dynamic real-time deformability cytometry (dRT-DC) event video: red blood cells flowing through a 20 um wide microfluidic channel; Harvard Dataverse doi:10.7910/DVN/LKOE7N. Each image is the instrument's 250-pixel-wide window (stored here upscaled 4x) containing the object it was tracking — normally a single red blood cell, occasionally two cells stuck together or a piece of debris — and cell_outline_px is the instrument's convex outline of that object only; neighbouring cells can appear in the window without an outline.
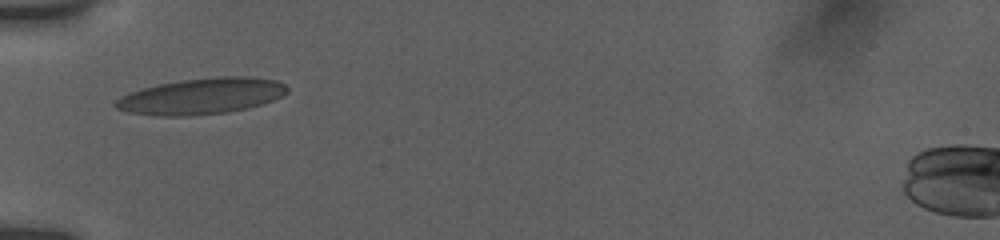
{"species": "human", "species_latin": "Homo sapiens", "temperature_condition": "room temperature", "stored_images_in_passage": 37, "camera_frame_rate_fps": 3000, "um_per_image_px": 0.085, "donor": {"sex": "female"}, "frame": {"image": 1, "passage_image": 1, "time_ms": 0.0, "image_size_px": [1000, 240], "cell_outline_px": [[288, 92], [272, 100], [260, 104], [228, 112], [188, 116], [156, 116], [128, 112], [116, 108], [112, 104], [120, 96], [128, 92], [156, 84], [184, 80], [220, 76], [252, 76], [276, 80], [284, 84], [288, 88]], "centroid_in_image_um": [17.08, 8.17], "position_along_channel_um": 67.9, "area_um2": 36.13}}
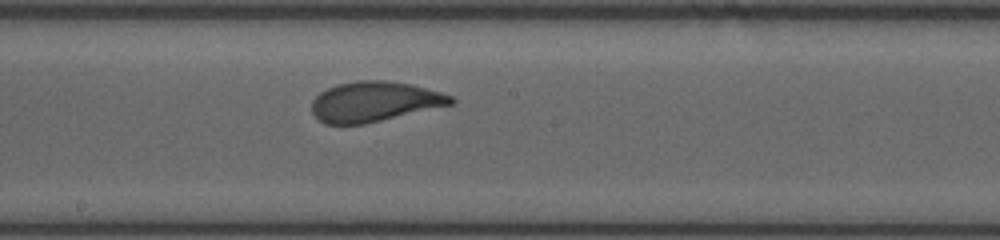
{"frame": {"image": 2, "passage_image": 15, "time_ms": 4.0, "image_size_px": [1000, 240], "cell_outline_px": [[456, 104], [364, 124], [324, 124], [312, 112], [312, 100], [320, 92], [336, 84], [356, 80], [384, 80], [412, 84], [440, 92], [452, 96], [456, 100]], "centroid_in_image_um": [31.85, 8.63], "position_along_channel_um": 216.3, "area_um2": 32.71}}
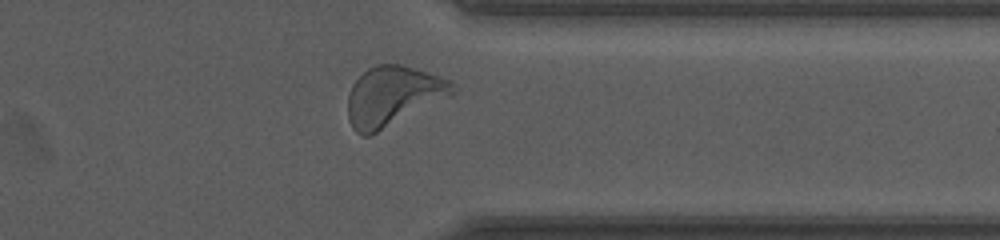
{"frame": {"image": 3, "passage_image": 32, "time_ms": 8.333, "image_size_px": [1000, 240], "cell_outline_px": [[456, 92], [372, 136], [364, 136], [356, 132], [352, 128], [348, 116], [348, 96], [352, 84], [368, 68], [376, 64], [400, 64], [416, 68], [452, 80], [456, 88]], "centroid_in_image_um": [33.39, 8.17], "position_along_channel_um": 378.0, "area_um2": 36.47}, "authors_computed_cell_mechanics": {"area_um2": 33.0616, "velocity_mm_per_s": 3.7672, "shape_relaxation_time_tau1_ms": 2.7863, "shape_relaxation_time_tau2_ms": null, "deformation_change_tau1": 0.1269, "deformation_change_tau2": null}}